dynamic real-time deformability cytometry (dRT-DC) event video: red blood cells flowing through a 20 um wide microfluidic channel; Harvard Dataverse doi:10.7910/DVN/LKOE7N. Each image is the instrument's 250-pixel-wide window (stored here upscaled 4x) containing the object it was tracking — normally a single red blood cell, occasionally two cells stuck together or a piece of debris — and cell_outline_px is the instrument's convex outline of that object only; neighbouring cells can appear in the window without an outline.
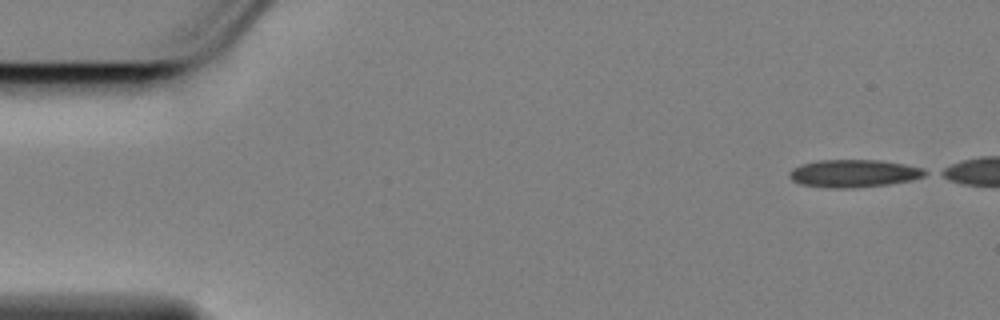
{"species": "Egyptian fruit bat (a non-hibernating species)", "species_latin": "Rousettus aegyptiacus", "temperature_condition": "cold", "stored_images_in_passage": 48, "camera_frame_rate_fps": 3000, "um_per_image_px": 0.085, "animal": {"sex": "female"}, "frame": {"image": 1, "passage_image": 1, "time_ms": 0.0, "image_size_px": [1000, 320], "cell_outline_px": [[928, 172], [924, 176], [912, 180], [888, 184], [852, 188], [828, 188], [800, 184], [792, 180], [788, 176], [788, 172], [792, 168], [804, 164], [820, 160], [880, 160], [904, 164], [920, 168]], "centroid_in_image_um": [72.54, 14.74], "position_along_channel_um": 12.5, "area_um2": 21.79}}
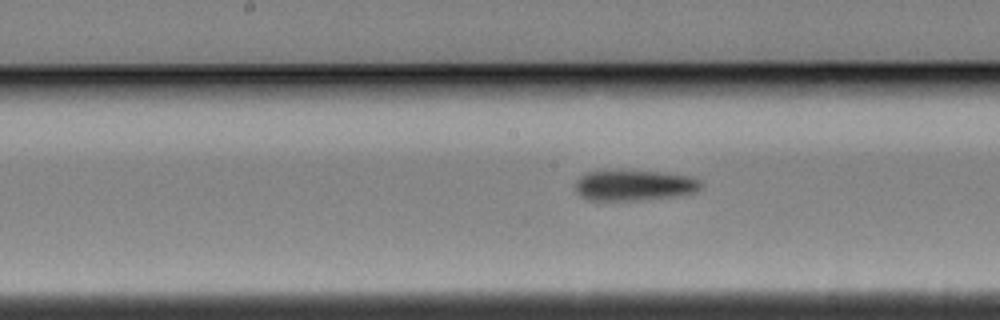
{"frame": {"image": 2, "passage_image": 26, "time_ms": 8.333, "image_size_px": [1000, 320], "cell_outline_px": [[704, 184], [696, 192], [676, 196], [644, 200], [588, 200], [580, 196], [576, 192], [576, 180], [580, 176], [588, 172], [660, 172], [688, 176], [700, 180]], "centroid_in_image_um": [53.93, 15.78], "position_along_channel_um": 194.3, "area_um2": 22.08}}
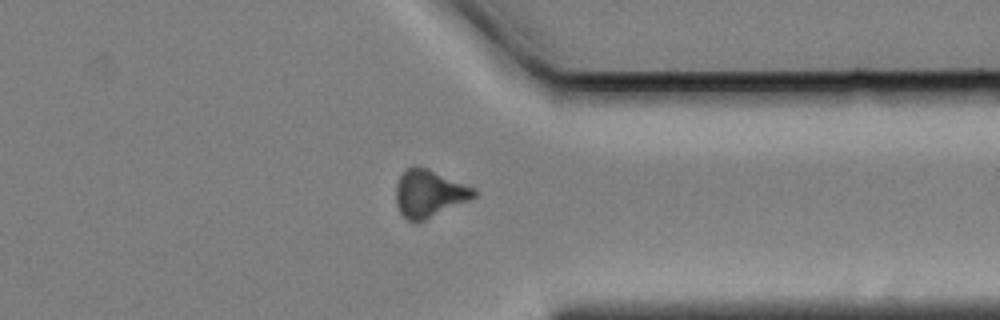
{"frame": {"image": 3, "passage_image": 42, "time_ms": 13.667, "image_size_px": [1000, 320], "cell_outline_px": [[476, 196], [472, 200], [424, 220], [408, 220], [400, 212], [396, 204], [396, 184], [400, 176], [412, 164], [416, 164], [428, 168], [476, 188]], "centroid_in_image_um": [36.5, 16.42], "position_along_channel_um": 374.9, "area_um2": 21.68}, "authors_computed_cell_mechanics": {"area_um2": 21.9351, "velocity_mm_per_s": 3.4671, "shape_relaxation_time_tau1_ms": 3.6053, "shape_relaxation_time_tau2_ms": null, "deformation_change_tau1": 0.1316, "deformation_change_tau2": null}}